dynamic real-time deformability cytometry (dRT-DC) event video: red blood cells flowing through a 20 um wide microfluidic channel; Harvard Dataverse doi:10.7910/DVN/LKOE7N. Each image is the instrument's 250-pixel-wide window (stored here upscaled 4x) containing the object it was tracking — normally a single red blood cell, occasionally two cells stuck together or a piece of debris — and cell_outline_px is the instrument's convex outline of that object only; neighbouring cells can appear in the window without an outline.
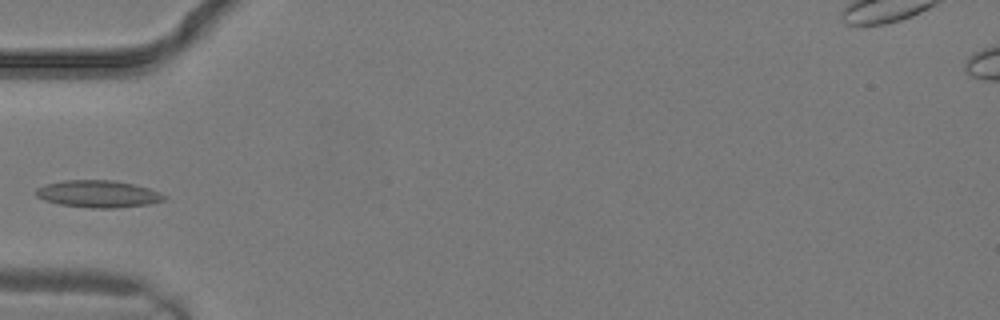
{"species": "common noctule bat (a hibernating species)", "species_latin": "Nyctalus noctula", "temperature_condition": "warm", "stored_images_in_passage": 10, "camera_frame_rate_fps": 3000, "um_per_image_px": 0.085, "animal": {"sex": "male", "body_mass_g": 19.2, "forearm_length_mm": 51.8}, "frame": {"image": 1, "passage_image": 6, "time_ms": 1.667, "image_size_px": [1000, 320], "cell_outline_px": [[168, 200], [148, 204], [116, 208], [88, 208], [60, 204], [44, 200], [36, 196], [32, 192], [36, 188], [44, 184], [64, 180], [112, 180], [132, 184], [148, 188], [160, 192], [168, 196]], "centroid_in_image_um": [8.33, 16.48], "position_along_channel_um": 76.7, "area_um2": 20.52}}
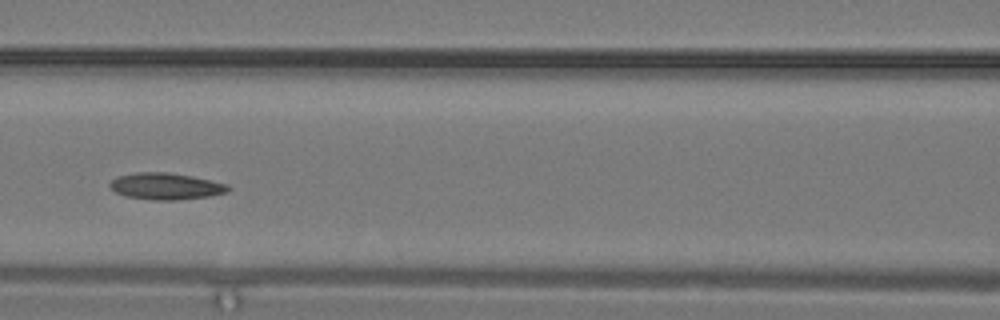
{"frame": {"image": 2, "passage_image": 9, "time_ms": 2.667, "image_size_px": [1000, 320], "cell_outline_px": [[232, 188], [228, 192], [208, 196], [176, 200], [152, 200], [124, 196], [116, 192], [108, 184], [116, 176], [136, 172], [168, 172], [192, 176], [228, 184]], "centroid_in_image_um": [14.09, 15.83], "position_along_channel_um": 152.5, "area_um2": 18.44}}